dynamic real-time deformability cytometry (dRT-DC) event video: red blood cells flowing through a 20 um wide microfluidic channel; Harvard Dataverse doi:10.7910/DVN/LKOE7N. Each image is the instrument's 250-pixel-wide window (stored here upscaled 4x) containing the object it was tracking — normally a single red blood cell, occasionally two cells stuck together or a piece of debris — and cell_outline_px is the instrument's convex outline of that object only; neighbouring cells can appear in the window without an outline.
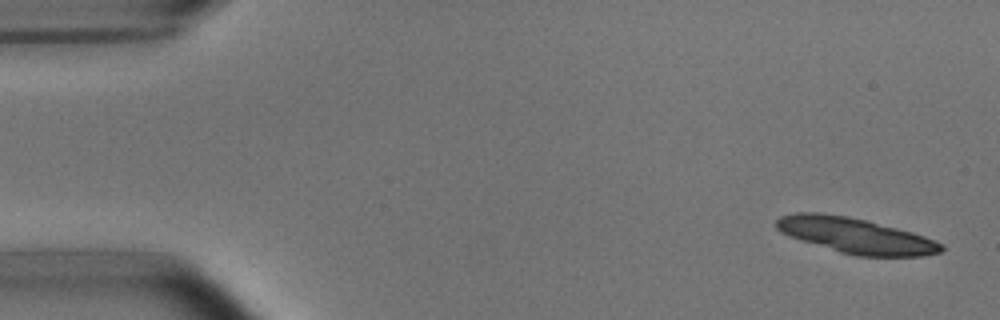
{"species": "common noctule bat (a hibernating species)", "species_latin": "Nyctalus noctula", "temperature_condition": "room temperature", "stored_images_in_passage": 19, "camera_frame_rate_fps": 3000, "um_per_image_px": 0.085, "animal": {"sex": "male", "body_mass_g": 15.6}, "frame": {"image": 1, "passage_image": 2, "time_ms": 0.333, "image_size_px": [1000, 320], "cell_outline_px": [[944, 248], [940, 252], [924, 256], [856, 256], [840, 252], [800, 240], [788, 236], [780, 232], [776, 228], [776, 220], [780, 216], [796, 212], [824, 212], [848, 216], [912, 232], [924, 236], [944, 244]], "centroid_in_image_um": [72.69, 20.02], "position_along_channel_um": 12.3, "area_um2": 34.04}}